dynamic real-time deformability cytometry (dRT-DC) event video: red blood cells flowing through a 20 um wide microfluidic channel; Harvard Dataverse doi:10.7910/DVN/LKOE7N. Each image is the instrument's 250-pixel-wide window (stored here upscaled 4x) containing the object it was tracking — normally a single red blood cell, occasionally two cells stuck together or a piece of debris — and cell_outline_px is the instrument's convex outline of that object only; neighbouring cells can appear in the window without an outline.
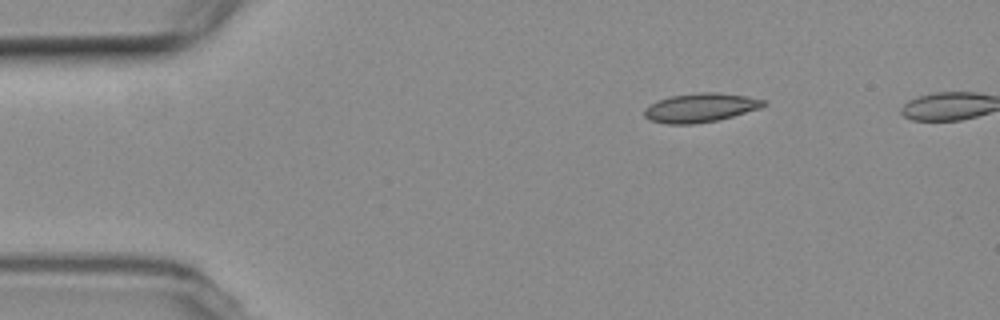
{"species": "common noctule bat (a hibernating species)", "species_latin": "Nyctalus noctula", "temperature_condition": "room temperature", "stored_images_in_passage": 5, "camera_frame_rate_fps": 3000, "um_per_image_px": 0.085, "animal": {"sex": "female", "body_mass_g": 19.3, "forearm_length_mm": 54.1}, "frame": {"image": 1, "passage_image": 2, "time_ms": 2.0, "image_size_px": [1000, 320], "cell_outline_px": [[768, 104], [760, 108], [732, 116], [716, 120], [692, 124], [668, 124], [648, 120], [644, 116], [644, 108], [648, 104], [656, 100], [668, 96], [700, 92], [720, 92], [748, 96], [764, 100]], "centroid_in_image_um": [59.49, 9.14], "position_along_channel_um": 25.5, "area_um2": 20.35}}